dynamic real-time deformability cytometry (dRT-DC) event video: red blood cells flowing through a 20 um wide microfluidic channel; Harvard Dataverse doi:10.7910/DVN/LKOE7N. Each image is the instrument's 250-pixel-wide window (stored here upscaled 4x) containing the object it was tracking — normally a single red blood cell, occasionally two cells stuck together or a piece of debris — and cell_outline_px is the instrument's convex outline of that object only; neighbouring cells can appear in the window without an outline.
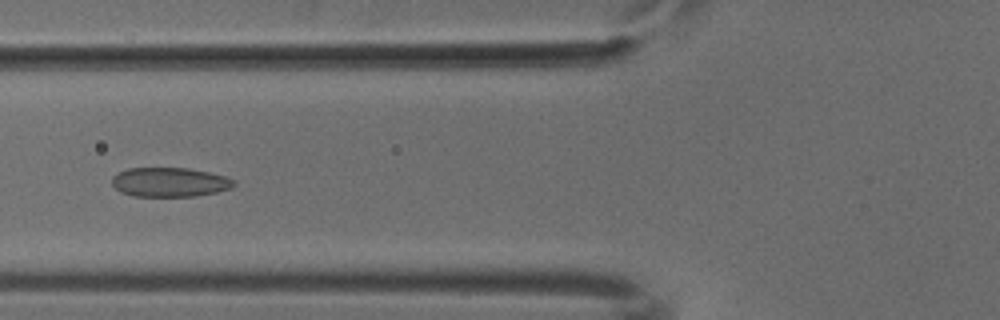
{"species": "common noctule bat (a hibernating species)", "species_latin": "Nyctalus noctula", "temperature_condition": "cold", "stored_images_in_passage": 47, "camera_frame_rate_fps": 3000, "um_per_image_px": 0.085, "animal": {"sex": "male", "body_mass_g": 18.8}, "frame": {"image": 1, "passage_image": 15, "time_ms": 4.667, "image_size_px": [1000, 320], "cell_outline_px": [[236, 184], [232, 188], [216, 192], [196, 196], [132, 196], [120, 192], [112, 184], [112, 176], [128, 168], [188, 168], [208, 172], [224, 176], [236, 180]], "centroid_in_image_um": [14.43, 15.49], "position_along_channel_um": 111.4, "area_um2": 20.87}}
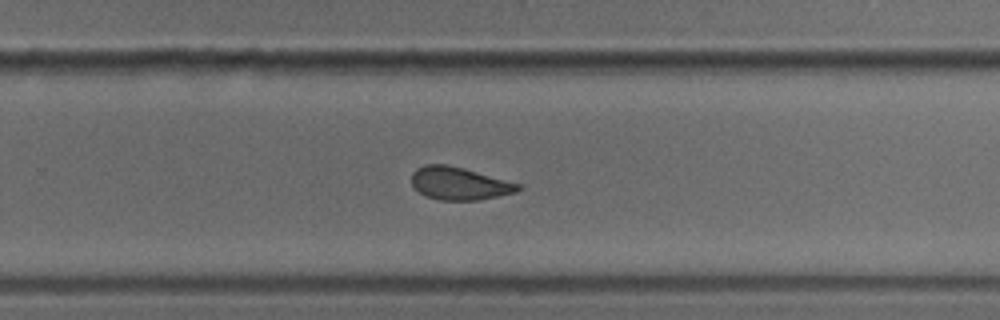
{"frame": {"image": 2, "passage_image": 29, "time_ms": 9.333, "image_size_px": [1000, 320], "cell_outline_px": [[524, 188], [516, 192], [476, 200], [440, 200], [428, 196], [420, 192], [412, 184], [412, 172], [416, 168], [424, 164], [444, 164], [464, 168], [520, 184]], "centroid_in_image_um": [39.04, 15.58], "position_along_channel_um": 290.8, "area_um2": 20.11}}
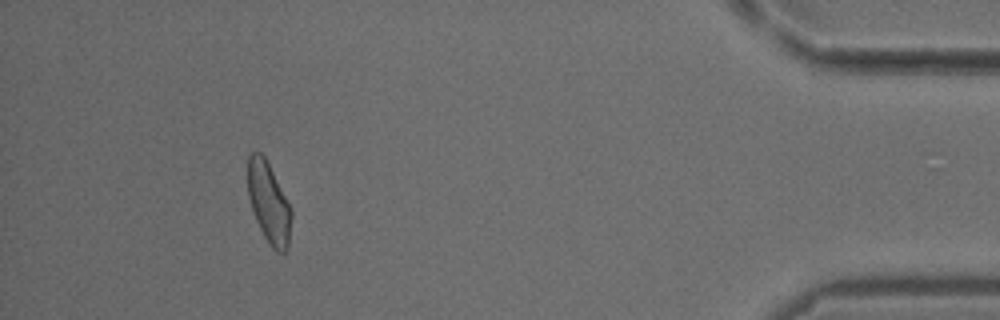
{"frame": {"image": 3, "passage_image": 43, "time_ms": 14.0, "image_size_px": [1000, 320], "cell_outline_px": [[292, 216], [288, 248], [284, 252], [276, 252], [268, 244], [252, 212], [248, 196], [248, 156], [252, 152], [260, 152], [264, 156], [292, 212]], "centroid_in_image_um": [22.83, 17.29], "position_along_channel_um": 412.4, "area_um2": 20.17}}